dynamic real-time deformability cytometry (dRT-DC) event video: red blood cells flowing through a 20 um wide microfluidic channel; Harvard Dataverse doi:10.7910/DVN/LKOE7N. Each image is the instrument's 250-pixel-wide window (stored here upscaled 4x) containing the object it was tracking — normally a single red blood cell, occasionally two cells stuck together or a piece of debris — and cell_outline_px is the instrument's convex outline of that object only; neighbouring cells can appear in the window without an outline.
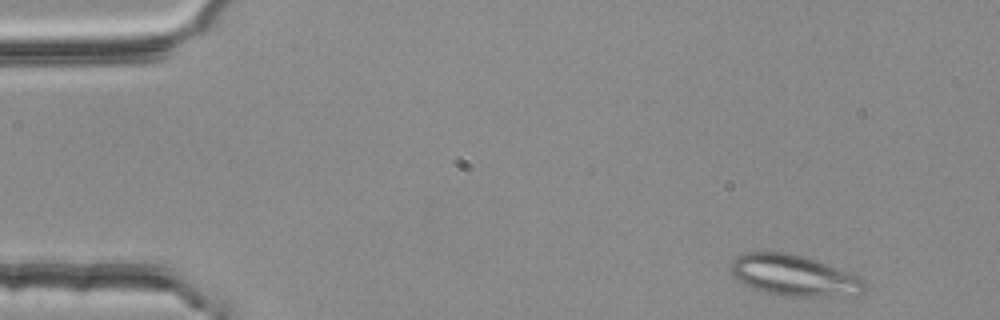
{"species": "common noctule bat (a hibernating species)", "species_latin": "Nyctalus noctula", "temperature_condition": "room temperature", "stored_images_in_passage": 3, "camera_frame_rate_fps": 3000, "um_per_image_px": 0.085, "animal": {"sex": "female", "body_mass_g": 25.1}, "frame": {"image": 1, "passage_image": 1, "time_ms": 0.0, "image_size_px": [1000, 320], "cell_outline_px": [[864, 292], [860, 296], [784, 296], [764, 292], [752, 288], [732, 276], [732, 260], [736, 256], [744, 252], [788, 252], [808, 256], [856, 276], [864, 280]], "centroid_in_image_um": [67.49, 23.41], "position_along_channel_um": 17.5, "area_um2": 32.14}}